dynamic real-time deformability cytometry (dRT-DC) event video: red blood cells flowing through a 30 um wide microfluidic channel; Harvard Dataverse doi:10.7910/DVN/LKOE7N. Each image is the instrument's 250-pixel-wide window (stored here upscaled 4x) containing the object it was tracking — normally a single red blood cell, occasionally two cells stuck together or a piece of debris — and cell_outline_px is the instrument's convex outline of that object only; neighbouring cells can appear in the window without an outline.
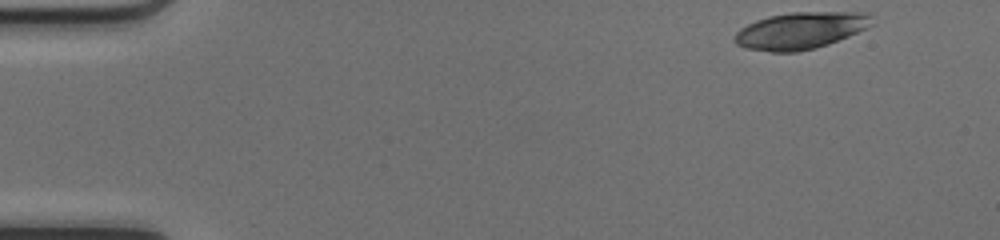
{"species": "common noctule bat (a hibernating species)", "species_latin": "Nyctalus noctula", "temperature_condition": "cold", "stored_images_in_passage": 44, "camera_frame_rate_fps": 3000, "um_per_image_px": 0.085, "animal": {"sex": "female", "body_mass_g": 17.0, "forearm_length_mm": 48.0}, "frame": {"image": 1, "passage_image": 1, "time_ms": 0.0, "image_size_px": [1000, 240], "cell_outline_px": [[868, 28], [828, 44], [816, 48], [796, 52], [772, 52], [744, 48], [736, 44], [732, 40], [736, 32], [740, 28], [756, 20], [768, 16], [792, 12], [868, 12]], "centroid_in_image_um": [67.96, 2.61], "position_along_channel_um": 17.0, "area_um2": 29.36}}
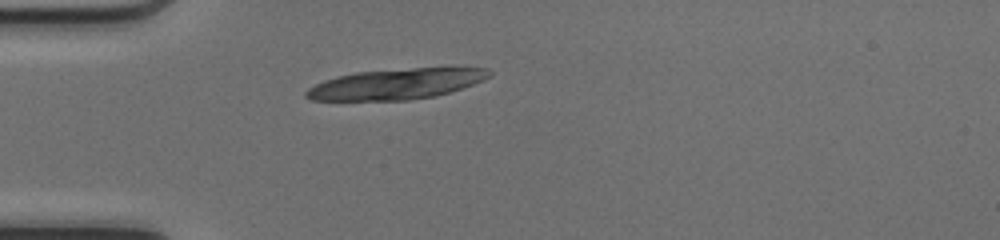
{"frame": {"image": 2, "passage_image": 11, "time_ms": 3.333, "image_size_px": [1000, 240], "cell_outline_px": [[492, 76], [484, 80], [436, 96], [408, 100], [312, 100], [304, 96], [304, 92], [308, 88], [324, 80], [336, 76], [356, 72], [412, 68], [488, 68], [492, 72]], "centroid_in_image_um": [33.66, 7.14], "position_along_channel_um": 51.3, "area_um2": 32.43}}